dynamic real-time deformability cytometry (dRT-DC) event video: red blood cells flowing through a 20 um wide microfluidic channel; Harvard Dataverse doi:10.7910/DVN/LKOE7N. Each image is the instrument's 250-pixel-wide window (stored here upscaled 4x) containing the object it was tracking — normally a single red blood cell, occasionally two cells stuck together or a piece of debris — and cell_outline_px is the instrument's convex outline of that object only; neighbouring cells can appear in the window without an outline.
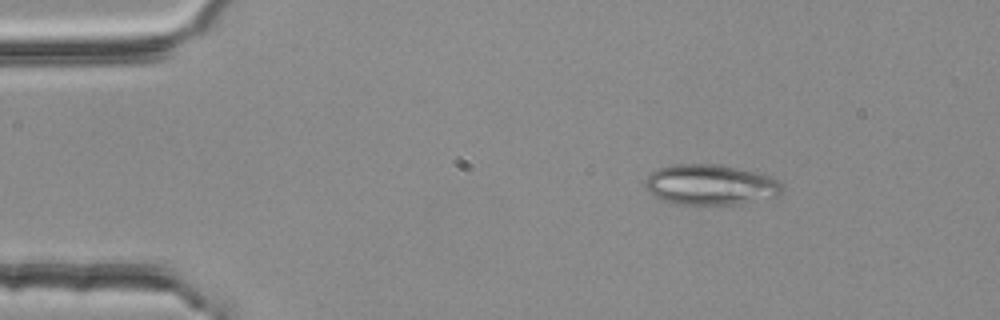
{"species": "common noctule bat (a hibernating species)", "species_latin": "Nyctalus noctula", "temperature_condition": "room temperature", "stored_images_in_passage": 2, "camera_frame_rate_fps": 3000, "um_per_image_px": 0.085, "animal": {"sex": "female", "body_mass_g": 25.1}, "frame": {"image": 1, "passage_image": 1, "time_ms": 0.0, "image_size_px": [1000, 320], "cell_outline_px": [[784, 192], [776, 196], [740, 204], [672, 204], [660, 200], [652, 196], [648, 192], [644, 184], [644, 180], [652, 172], [660, 168], [672, 164], [720, 164], [768, 176], [784, 184]], "centroid_in_image_um": [60.35, 15.71], "position_along_channel_um": 24.7, "area_um2": 32.43}}